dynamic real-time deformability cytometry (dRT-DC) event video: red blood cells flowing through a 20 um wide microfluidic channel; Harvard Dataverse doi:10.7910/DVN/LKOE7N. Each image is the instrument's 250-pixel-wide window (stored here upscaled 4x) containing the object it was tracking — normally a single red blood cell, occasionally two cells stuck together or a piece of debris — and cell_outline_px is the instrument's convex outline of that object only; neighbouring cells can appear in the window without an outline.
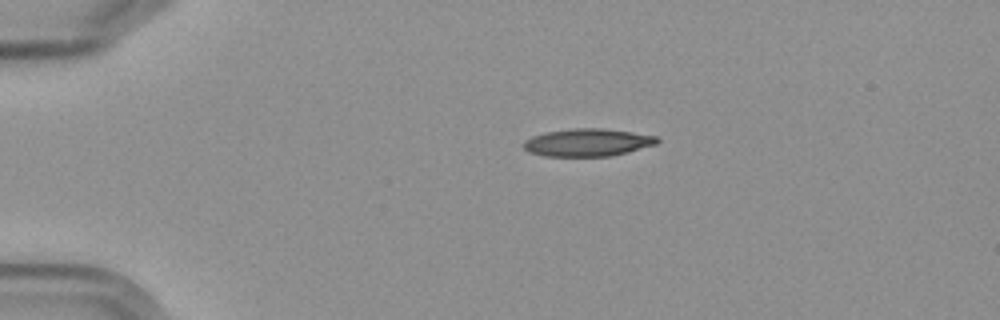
{"species": "Egyptian fruit bat (a non-hibernating species)", "species_latin": "Rousettus aegyptiacus", "temperature_condition": "cold", "stored_images_in_passage": 2, "camera_frame_rate_fps": 3000, "um_per_image_px": 0.085, "frame": {"image": 1, "passage_image": 1, "time_ms": 0.0, "image_size_px": [1000, 320], "cell_outline_px": [[660, 140], [656, 144], [628, 152], [612, 156], [544, 156], [528, 152], [524, 148], [524, 140], [532, 136], [544, 132], [572, 128], [604, 128], [632, 132], [656, 136]], "centroid_in_image_um": [49.93, 12.1], "position_along_channel_um": 35.1, "area_um2": 21.62}}